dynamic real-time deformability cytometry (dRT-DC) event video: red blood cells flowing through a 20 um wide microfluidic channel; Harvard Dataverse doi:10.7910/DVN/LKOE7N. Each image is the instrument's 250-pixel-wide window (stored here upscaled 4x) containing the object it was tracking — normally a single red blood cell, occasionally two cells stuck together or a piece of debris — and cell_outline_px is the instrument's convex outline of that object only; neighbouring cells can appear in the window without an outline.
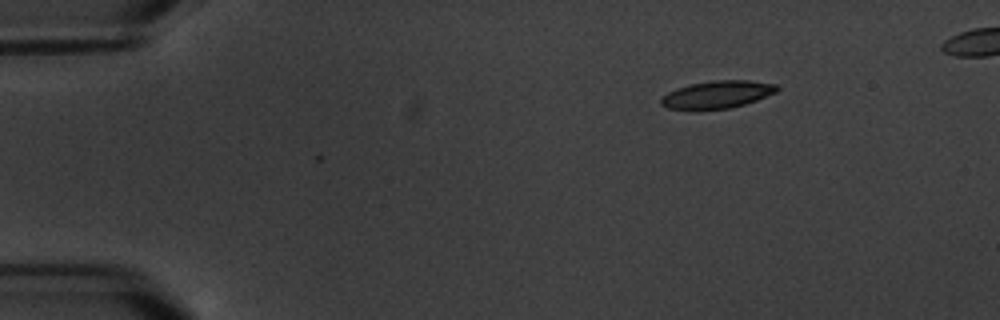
{"species": "common noctule bat (a hibernating species)", "species_latin": "Nyctalus noctula", "temperature_condition": "warm", "stored_images_in_passage": 4, "camera_frame_rate_fps": 3000, "um_per_image_px": 0.085, "animal": {"sex": "male", "body_mass_g": 20.1, "forearm_length_mm": 53.5}, "frame": {"image": 1, "passage_image": 4, "time_ms": 3.667, "image_size_px": [1000, 320], "cell_outline_px": [[780, 88], [776, 92], [756, 100], [744, 104], [728, 108], [668, 108], [660, 104], [660, 100], [668, 92], [676, 88], [692, 84], [712, 80], [748, 80], [776, 84]], "centroid_in_image_um": [61.0, 8.0], "position_along_channel_um": 24.0, "area_um2": 18.09}}